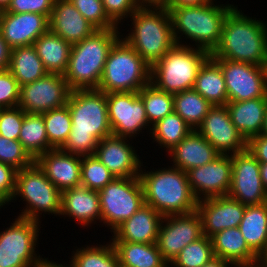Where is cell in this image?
I'll list each match as a JSON object with an SVG mask.
<instances>
[{
    "label": "cell",
    "mask_w": 267,
    "mask_h": 267,
    "mask_svg": "<svg viewBox=\"0 0 267 267\" xmlns=\"http://www.w3.org/2000/svg\"><path fill=\"white\" fill-rule=\"evenodd\" d=\"M260 176L265 189L267 188V163H260Z\"/></svg>",
    "instance_id": "54"
},
{
    "label": "cell",
    "mask_w": 267,
    "mask_h": 267,
    "mask_svg": "<svg viewBox=\"0 0 267 267\" xmlns=\"http://www.w3.org/2000/svg\"><path fill=\"white\" fill-rule=\"evenodd\" d=\"M49 30V18L39 13L0 12V31L8 46L33 45L36 39Z\"/></svg>",
    "instance_id": "21"
},
{
    "label": "cell",
    "mask_w": 267,
    "mask_h": 267,
    "mask_svg": "<svg viewBox=\"0 0 267 267\" xmlns=\"http://www.w3.org/2000/svg\"><path fill=\"white\" fill-rule=\"evenodd\" d=\"M173 99L174 112L195 130L213 106L194 89L175 93Z\"/></svg>",
    "instance_id": "35"
},
{
    "label": "cell",
    "mask_w": 267,
    "mask_h": 267,
    "mask_svg": "<svg viewBox=\"0 0 267 267\" xmlns=\"http://www.w3.org/2000/svg\"><path fill=\"white\" fill-rule=\"evenodd\" d=\"M8 70L20 87L41 79L48 73L33 45L11 49Z\"/></svg>",
    "instance_id": "33"
},
{
    "label": "cell",
    "mask_w": 267,
    "mask_h": 267,
    "mask_svg": "<svg viewBox=\"0 0 267 267\" xmlns=\"http://www.w3.org/2000/svg\"><path fill=\"white\" fill-rule=\"evenodd\" d=\"M193 89L211 105H226L228 93L221 67L209 57L200 67Z\"/></svg>",
    "instance_id": "32"
},
{
    "label": "cell",
    "mask_w": 267,
    "mask_h": 267,
    "mask_svg": "<svg viewBox=\"0 0 267 267\" xmlns=\"http://www.w3.org/2000/svg\"><path fill=\"white\" fill-rule=\"evenodd\" d=\"M226 107L232 123L247 141L260 135L267 109V95L246 101L227 102Z\"/></svg>",
    "instance_id": "28"
},
{
    "label": "cell",
    "mask_w": 267,
    "mask_h": 267,
    "mask_svg": "<svg viewBox=\"0 0 267 267\" xmlns=\"http://www.w3.org/2000/svg\"><path fill=\"white\" fill-rule=\"evenodd\" d=\"M18 140L34 159L54 149L48 141L43 113L24 112Z\"/></svg>",
    "instance_id": "34"
},
{
    "label": "cell",
    "mask_w": 267,
    "mask_h": 267,
    "mask_svg": "<svg viewBox=\"0 0 267 267\" xmlns=\"http://www.w3.org/2000/svg\"><path fill=\"white\" fill-rule=\"evenodd\" d=\"M16 173L12 166L0 162V194L9 202L15 193Z\"/></svg>",
    "instance_id": "48"
},
{
    "label": "cell",
    "mask_w": 267,
    "mask_h": 267,
    "mask_svg": "<svg viewBox=\"0 0 267 267\" xmlns=\"http://www.w3.org/2000/svg\"><path fill=\"white\" fill-rule=\"evenodd\" d=\"M55 0H11L6 12L11 13H39L51 16Z\"/></svg>",
    "instance_id": "47"
},
{
    "label": "cell",
    "mask_w": 267,
    "mask_h": 267,
    "mask_svg": "<svg viewBox=\"0 0 267 267\" xmlns=\"http://www.w3.org/2000/svg\"><path fill=\"white\" fill-rule=\"evenodd\" d=\"M24 111L20 107L0 109V135L9 140H18Z\"/></svg>",
    "instance_id": "45"
},
{
    "label": "cell",
    "mask_w": 267,
    "mask_h": 267,
    "mask_svg": "<svg viewBox=\"0 0 267 267\" xmlns=\"http://www.w3.org/2000/svg\"><path fill=\"white\" fill-rule=\"evenodd\" d=\"M140 168L144 202L163 217L188 214L197 210L198 200L188 182L187 173L174 166L147 171Z\"/></svg>",
    "instance_id": "4"
},
{
    "label": "cell",
    "mask_w": 267,
    "mask_h": 267,
    "mask_svg": "<svg viewBox=\"0 0 267 267\" xmlns=\"http://www.w3.org/2000/svg\"><path fill=\"white\" fill-rule=\"evenodd\" d=\"M60 215L74 219L82 227L101 223V207L98 191L83 186L64 190L61 193ZM97 220V221H96Z\"/></svg>",
    "instance_id": "25"
},
{
    "label": "cell",
    "mask_w": 267,
    "mask_h": 267,
    "mask_svg": "<svg viewBox=\"0 0 267 267\" xmlns=\"http://www.w3.org/2000/svg\"><path fill=\"white\" fill-rule=\"evenodd\" d=\"M18 197L26 204L18 217L41 222L42 213L60 216L61 192L36 162L17 171L15 193L10 202Z\"/></svg>",
    "instance_id": "9"
},
{
    "label": "cell",
    "mask_w": 267,
    "mask_h": 267,
    "mask_svg": "<svg viewBox=\"0 0 267 267\" xmlns=\"http://www.w3.org/2000/svg\"><path fill=\"white\" fill-rule=\"evenodd\" d=\"M247 149L259 163H267V136L251 137L247 141Z\"/></svg>",
    "instance_id": "49"
},
{
    "label": "cell",
    "mask_w": 267,
    "mask_h": 267,
    "mask_svg": "<svg viewBox=\"0 0 267 267\" xmlns=\"http://www.w3.org/2000/svg\"><path fill=\"white\" fill-rule=\"evenodd\" d=\"M163 216L150 205H142L113 231L111 241L156 243Z\"/></svg>",
    "instance_id": "24"
},
{
    "label": "cell",
    "mask_w": 267,
    "mask_h": 267,
    "mask_svg": "<svg viewBox=\"0 0 267 267\" xmlns=\"http://www.w3.org/2000/svg\"><path fill=\"white\" fill-rule=\"evenodd\" d=\"M138 93L144 103L146 117L150 125L153 126L166 115L174 112L173 94L158 89L150 82Z\"/></svg>",
    "instance_id": "38"
},
{
    "label": "cell",
    "mask_w": 267,
    "mask_h": 267,
    "mask_svg": "<svg viewBox=\"0 0 267 267\" xmlns=\"http://www.w3.org/2000/svg\"><path fill=\"white\" fill-rule=\"evenodd\" d=\"M215 257L211 238L203 235L184 247L169 264L171 267H202Z\"/></svg>",
    "instance_id": "40"
},
{
    "label": "cell",
    "mask_w": 267,
    "mask_h": 267,
    "mask_svg": "<svg viewBox=\"0 0 267 267\" xmlns=\"http://www.w3.org/2000/svg\"><path fill=\"white\" fill-rule=\"evenodd\" d=\"M260 135L267 136V109L265 112V117H264L263 126L261 129Z\"/></svg>",
    "instance_id": "56"
},
{
    "label": "cell",
    "mask_w": 267,
    "mask_h": 267,
    "mask_svg": "<svg viewBox=\"0 0 267 267\" xmlns=\"http://www.w3.org/2000/svg\"><path fill=\"white\" fill-rule=\"evenodd\" d=\"M46 134L49 144L54 149L61 148L70 135L72 123L68 106L43 113Z\"/></svg>",
    "instance_id": "39"
},
{
    "label": "cell",
    "mask_w": 267,
    "mask_h": 267,
    "mask_svg": "<svg viewBox=\"0 0 267 267\" xmlns=\"http://www.w3.org/2000/svg\"><path fill=\"white\" fill-rule=\"evenodd\" d=\"M106 100L112 135L130 140L137 137L136 134L142 132V129L148 128L151 133L152 126L146 117L145 106L138 92L106 93Z\"/></svg>",
    "instance_id": "12"
},
{
    "label": "cell",
    "mask_w": 267,
    "mask_h": 267,
    "mask_svg": "<svg viewBox=\"0 0 267 267\" xmlns=\"http://www.w3.org/2000/svg\"><path fill=\"white\" fill-rule=\"evenodd\" d=\"M246 267H267V265L263 261L260 260L258 262L252 263Z\"/></svg>",
    "instance_id": "58"
},
{
    "label": "cell",
    "mask_w": 267,
    "mask_h": 267,
    "mask_svg": "<svg viewBox=\"0 0 267 267\" xmlns=\"http://www.w3.org/2000/svg\"><path fill=\"white\" fill-rule=\"evenodd\" d=\"M33 46L48 73L65 74L72 46L70 43L48 30L36 39Z\"/></svg>",
    "instance_id": "31"
},
{
    "label": "cell",
    "mask_w": 267,
    "mask_h": 267,
    "mask_svg": "<svg viewBox=\"0 0 267 267\" xmlns=\"http://www.w3.org/2000/svg\"><path fill=\"white\" fill-rule=\"evenodd\" d=\"M138 8H166L170 0H135Z\"/></svg>",
    "instance_id": "51"
},
{
    "label": "cell",
    "mask_w": 267,
    "mask_h": 267,
    "mask_svg": "<svg viewBox=\"0 0 267 267\" xmlns=\"http://www.w3.org/2000/svg\"><path fill=\"white\" fill-rule=\"evenodd\" d=\"M102 2L106 14L118 27L124 18H129L138 9L135 0H102Z\"/></svg>",
    "instance_id": "46"
},
{
    "label": "cell",
    "mask_w": 267,
    "mask_h": 267,
    "mask_svg": "<svg viewBox=\"0 0 267 267\" xmlns=\"http://www.w3.org/2000/svg\"><path fill=\"white\" fill-rule=\"evenodd\" d=\"M114 178L95 155L81 156V186L100 191Z\"/></svg>",
    "instance_id": "41"
},
{
    "label": "cell",
    "mask_w": 267,
    "mask_h": 267,
    "mask_svg": "<svg viewBox=\"0 0 267 267\" xmlns=\"http://www.w3.org/2000/svg\"><path fill=\"white\" fill-rule=\"evenodd\" d=\"M215 257L234 267H246L261 259L249 248L238 227L227 228L211 237Z\"/></svg>",
    "instance_id": "27"
},
{
    "label": "cell",
    "mask_w": 267,
    "mask_h": 267,
    "mask_svg": "<svg viewBox=\"0 0 267 267\" xmlns=\"http://www.w3.org/2000/svg\"><path fill=\"white\" fill-rule=\"evenodd\" d=\"M10 52L11 48L3 39L2 33L0 31V70L8 69L10 62Z\"/></svg>",
    "instance_id": "50"
},
{
    "label": "cell",
    "mask_w": 267,
    "mask_h": 267,
    "mask_svg": "<svg viewBox=\"0 0 267 267\" xmlns=\"http://www.w3.org/2000/svg\"><path fill=\"white\" fill-rule=\"evenodd\" d=\"M0 162L10 165L18 171L32 165L35 159L19 140H9L0 135Z\"/></svg>",
    "instance_id": "42"
},
{
    "label": "cell",
    "mask_w": 267,
    "mask_h": 267,
    "mask_svg": "<svg viewBox=\"0 0 267 267\" xmlns=\"http://www.w3.org/2000/svg\"><path fill=\"white\" fill-rule=\"evenodd\" d=\"M209 57L204 49L175 44L151 66L150 83L171 94L193 89L198 71Z\"/></svg>",
    "instance_id": "7"
},
{
    "label": "cell",
    "mask_w": 267,
    "mask_h": 267,
    "mask_svg": "<svg viewBox=\"0 0 267 267\" xmlns=\"http://www.w3.org/2000/svg\"><path fill=\"white\" fill-rule=\"evenodd\" d=\"M71 89L62 74L47 73L20 87L18 107L25 113H44L67 105Z\"/></svg>",
    "instance_id": "14"
},
{
    "label": "cell",
    "mask_w": 267,
    "mask_h": 267,
    "mask_svg": "<svg viewBox=\"0 0 267 267\" xmlns=\"http://www.w3.org/2000/svg\"><path fill=\"white\" fill-rule=\"evenodd\" d=\"M196 130L220 155H233L247 149V140L232 123L226 105L212 106Z\"/></svg>",
    "instance_id": "17"
},
{
    "label": "cell",
    "mask_w": 267,
    "mask_h": 267,
    "mask_svg": "<svg viewBox=\"0 0 267 267\" xmlns=\"http://www.w3.org/2000/svg\"><path fill=\"white\" fill-rule=\"evenodd\" d=\"M191 190L198 201L226 196L232 178L231 155H218L212 162L187 172Z\"/></svg>",
    "instance_id": "18"
},
{
    "label": "cell",
    "mask_w": 267,
    "mask_h": 267,
    "mask_svg": "<svg viewBox=\"0 0 267 267\" xmlns=\"http://www.w3.org/2000/svg\"><path fill=\"white\" fill-rule=\"evenodd\" d=\"M49 30L73 45L97 29L82 16L70 0H55L49 18Z\"/></svg>",
    "instance_id": "23"
},
{
    "label": "cell",
    "mask_w": 267,
    "mask_h": 267,
    "mask_svg": "<svg viewBox=\"0 0 267 267\" xmlns=\"http://www.w3.org/2000/svg\"><path fill=\"white\" fill-rule=\"evenodd\" d=\"M232 266L233 265L230 262L225 261L224 259L218 257H214L211 261H209L202 267H232Z\"/></svg>",
    "instance_id": "53"
},
{
    "label": "cell",
    "mask_w": 267,
    "mask_h": 267,
    "mask_svg": "<svg viewBox=\"0 0 267 267\" xmlns=\"http://www.w3.org/2000/svg\"><path fill=\"white\" fill-rule=\"evenodd\" d=\"M238 228L249 248L261 259L267 253V202L246 205Z\"/></svg>",
    "instance_id": "29"
},
{
    "label": "cell",
    "mask_w": 267,
    "mask_h": 267,
    "mask_svg": "<svg viewBox=\"0 0 267 267\" xmlns=\"http://www.w3.org/2000/svg\"><path fill=\"white\" fill-rule=\"evenodd\" d=\"M70 2L96 29L120 28L106 14L102 0H70Z\"/></svg>",
    "instance_id": "43"
},
{
    "label": "cell",
    "mask_w": 267,
    "mask_h": 267,
    "mask_svg": "<svg viewBox=\"0 0 267 267\" xmlns=\"http://www.w3.org/2000/svg\"><path fill=\"white\" fill-rule=\"evenodd\" d=\"M151 66L121 37L111 47L97 90L139 92L150 82Z\"/></svg>",
    "instance_id": "8"
},
{
    "label": "cell",
    "mask_w": 267,
    "mask_h": 267,
    "mask_svg": "<svg viewBox=\"0 0 267 267\" xmlns=\"http://www.w3.org/2000/svg\"><path fill=\"white\" fill-rule=\"evenodd\" d=\"M211 0H170L169 7L198 6Z\"/></svg>",
    "instance_id": "52"
},
{
    "label": "cell",
    "mask_w": 267,
    "mask_h": 267,
    "mask_svg": "<svg viewBox=\"0 0 267 267\" xmlns=\"http://www.w3.org/2000/svg\"><path fill=\"white\" fill-rule=\"evenodd\" d=\"M120 28L97 29L71 46L68 68L64 74L71 90L97 89L108 53L123 35Z\"/></svg>",
    "instance_id": "5"
},
{
    "label": "cell",
    "mask_w": 267,
    "mask_h": 267,
    "mask_svg": "<svg viewBox=\"0 0 267 267\" xmlns=\"http://www.w3.org/2000/svg\"><path fill=\"white\" fill-rule=\"evenodd\" d=\"M120 267H170L156 243L111 241Z\"/></svg>",
    "instance_id": "30"
},
{
    "label": "cell",
    "mask_w": 267,
    "mask_h": 267,
    "mask_svg": "<svg viewBox=\"0 0 267 267\" xmlns=\"http://www.w3.org/2000/svg\"><path fill=\"white\" fill-rule=\"evenodd\" d=\"M222 70L228 102L246 101L267 95L266 67L227 59H213Z\"/></svg>",
    "instance_id": "13"
},
{
    "label": "cell",
    "mask_w": 267,
    "mask_h": 267,
    "mask_svg": "<svg viewBox=\"0 0 267 267\" xmlns=\"http://www.w3.org/2000/svg\"><path fill=\"white\" fill-rule=\"evenodd\" d=\"M215 1L198 6L168 7L176 44L184 45L183 36L191 43L195 41L194 45L189 43L191 47L196 46L210 54L214 51L221 39L224 20L235 7L232 4L217 5Z\"/></svg>",
    "instance_id": "3"
},
{
    "label": "cell",
    "mask_w": 267,
    "mask_h": 267,
    "mask_svg": "<svg viewBox=\"0 0 267 267\" xmlns=\"http://www.w3.org/2000/svg\"><path fill=\"white\" fill-rule=\"evenodd\" d=\"M261 261L267 265V253L261 258Z\"/></svg>",
    "instance_id": "60"
},
{
    "label": "cell",
    "mask_w": 267,
    "mask_h": 267,
    "mask_svg": "<svg viewBox=\"0 0 267 267\" xmlns=\"http://www.w3.org/2000/svg\"><path fill=\"white\" fill-rule=\"evenodd\" d=\"M69 260V267H120L119 259L110 242L105 245H87L76 249Z\"/></svg>",
    "instance_id": "37"
},
{
    "label": "cell",
    "mask_w": 267,
    "mask_h": 267,
    "mask_svg": "<svg viewBox=\"0 0 267 267\" xmlns=\"http://www.w3.org/2000/svg\"><path fill=\"white\" fill-rule=\"evenodd\" d=\"M40 224L17 216L0 232V267H39L47 259L35 251Z\"/></svg>",
    "instance_id": "10"
},
{
    "label": "cell",
    "mask_w": 267,
    "mask_h": 267,
    "mask_svg": "<svg viewBox=\"0 0 267 267\" xmlns=\"http://www.w3.org/2000/svg\"><path fill=\"white\" fill-rule=\"evenodd\" d=\"M128 138L110 135L99 141L94 155L117 178L139 177L143 162Z\"/></svg>",
    "instance_id": "19"
},
{
    "label": "cell",
    "mask_w": 267,
    "mask_h": 267,
    "mask_svg": "<svg viewBox=\"0 0 267 267\" xmlns=\"http://www.w3.org/2000/svg\"><path fill=\"white\" fill-rule=\"evenodd\" d=\"M191 131L192 128L182 117L172 112L154 124L149 134H152L153 141L160 145L159 148L163 147L168 153Z\"/></svg>",
    "instance_id": "36"
},
{
    "label": "cell",
    "mask_w": 267,
    "mask_h": 267,
    "mask_svg": "<svg viewBox=\"0 0 267 267\" xmlns=\"http://www.w3.org/2000/svg\"><path fill=\"white\" fill-rule=\"evenodd\" d=\"M245 15L234 7L226 16L212 59H227L266 67L267 23Z\"/></svg>",
    "instance_id": "2"
},
{
    "label": "cell",
    "mask_w": 267,
    "mask_h": 267,
    "mask_svg": "<svg viewBox=\"0 0 267 267\" xmlns=\"http://www.w3.org/2000/svg\"><path fill=\"white\" fill-rule=\"evenodd\" d=\"M35 162L61 193L81 186L80 155L70 154L60 148L51 149L40 154Z\"/></svg>",
    "instance_id": "22"
},
{
    "label": "cell",
    "mask_w": 267,
    "mask_h": 267,
    "mask_svg": "<svg viewBox=\"0 0 267 267\" xmlns=\"http://www.w3.org/2000/svg\"><path fill=\"white\" fill-rule=\"evenodd\" d=\"M202 236V220L197 210L167 215L160 224L156 244L161 256L170 264L184 247Z\"/></svg>",
    "instance_id": "15"
},
{
    "label": "cell",
    "mask_w": 267,
    "mask_h": 267,
    "mask_svg": "<svg viewBox=\"0 0 267 267\" xmlns=\"http://www.w3.org/2000/svg\"><path fill=\"white\" fill-rule=\"evenodd\" d=\"M20 86L8 70H0V109L18 107Z\"/></svg>",
    "instance_id": "44"
},
{
    "label": "cell",
    "mask_w": 267,
    "mask_h": 267,
    "mask_svg": "<svg viewBox=\"0 0 267 267\" xmlns=\"http://www.w3.org/2000/svg\"><path fill=\"white\" fill-rule=\"evenodd\" d=\"M11 3V0H0V12L5 11L9 4Z\"/></svg>",
    "instance_id": "57"
},
{
    "label": "cell",
    "mask_w": 267,
    "mask_h": 267,
    "mask_svg": "<svg viewBox=\"0 0 267 267\" xmlns=\"http://www.w3.org/2000/svg\"><path fill=\"white\" fill-rule=\"evenodd\" d=\"M6 204L8 205L10 203L3 195L0 194V209Z\"/></svg>",
    "instance_id": "59"
},
{
    "label": "cell",
    "mask_w": 267,
    "mask_h": 267,
    "mask_svg": "<svg viewBox=\"0 0 267 267\" xmlns=\"http://www.w3.org/2000/svg\"><path fill=\"white\" fill-rule=\"evenodd\" d=\"M232 178L228 196L244 205L266 203V189L260 176V163L248 149L231 155Z\"/></svg>",
    "instance_id": "16"
},
{
    "label": "cell",
    "mask_w": 267,
    "mask_h": 267,
    "mask_svg": "<svg viewBox=\"0 0 267 267\" xmlns=\"http://www.w3.org/2000/svg\"><path fill=\"white\" fill-rule=\"evenodd\" d=\"M98 193L101 223L103 222L105 227L111 229L110 232H113L145 204L139 177H115Z\"/></svg>",
    "instance_id": "11"
},
{
    "label": "cell",
    "mask_w": 267,
    "mask_h": 267,
    "mask_svg": "<svg viewBox=\"0 0 267 267\" xmlns=\"http://www.w3.org/2000/svg\"><path fill=\"white\" fill-rule=\"evenodd\" d=\"M174 167L185 172L212 162L220 155L195 129L168 152Z\"/></svg>",
    "instance_id": "26"
},
{
    "label": "cell",
    "mask_w": 267,
    "mask_h": 267,
    "mask_svg": "<svg viewBox=\"0 0 267 267\" xmlns=\"http://www.w3.org/2000/svg\"><path fill=\"white\" fill-rule=\"evenodd\" d=\"M39 267H69L67 264L65 265V263L62 265L61 263H56L53 260L50 261L48 260V258L39 266Z\"/></svg>",
    "instance_id": "55"
},
{
    "label": "cell",
    "mask_w": 267,
    "mask_h": 267,
    "mask_svg": "<svg viewBox=\"0 0 267 267\" xmlns=\"http://www.w3.org/2000/svg\"><path fill=\"white\" fill-rule=\"evenodd\" d=\"M67 106L72 128L60 149L80 156L94 155L99 141L112 135L106 93L97 89L72 90Z\"/></svg>",
    "instance_id": "1"
},
{
    "label": "cell",
    "mask_w": 267,
    "mask_h": 267,
    "mask_svg": "<svg viewBox=\"0 0 267 267\" xmlns=\"http://www.w3.org/2000/svg\"><path fill=\"white\" fill-rule=\"evenodd\" d=\"M245 209L246 205L228 195L198 201L197 211L202 220L203 235L211 238L222 230L238 227Z\"/></svg>",
    "instance_id": "20"
},
{
    "label": "cell",
    "mask_w": 267,
    "mask_h": 267,
    "mask_svg": "<svg viewBox=\"0 0 267 267\" xmlns=\"http://www.w3.org/2000/svg\"><path fill=\"white\" fill-rule=\"evenodd\" d=\"M130 18L132 28L122 38L150 66L176 44L166 8H138Z\"/></svg>",
    "instance_id": "6"
}]
</instances>
